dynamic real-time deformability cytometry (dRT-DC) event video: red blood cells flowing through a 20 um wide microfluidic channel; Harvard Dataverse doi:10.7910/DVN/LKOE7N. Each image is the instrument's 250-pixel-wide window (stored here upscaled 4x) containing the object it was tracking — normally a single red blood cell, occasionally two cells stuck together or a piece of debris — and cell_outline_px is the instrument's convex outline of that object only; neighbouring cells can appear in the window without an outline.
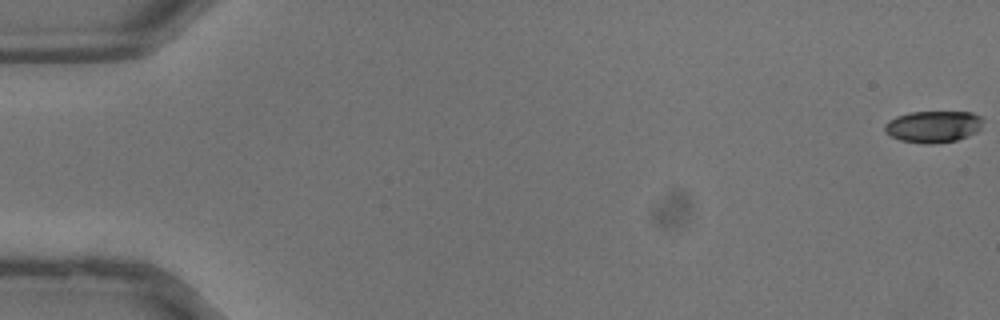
{"species": "common noctule bat (a hibernating species)", "species_latin": "Nyctalus noctula", "temperature_condition": "warm", "stored_images_in_passage": 38, "camera_frame_rate_fps": 3000, "um_per_image_px": 0.085, "animal": {"sex": "male", "body_mass_g": 13.3}, "frame": {"image": 1, "passage_image": 1, "time_ms": 0.0, "image_size_px": [1000, 320], "cell_outline_px": [[984, 120], [980, 128], [976, 132], [968, 136], [956, 140], [900, 140], [884, 132], [884, 124], [888, 120], [896, 116], [908, 112], [972, 112], [980, 116]], "centroid_in_image_um": [79.33, 10.69], "position_along_channel_um": 5.7, "area_um2": 17.4}}
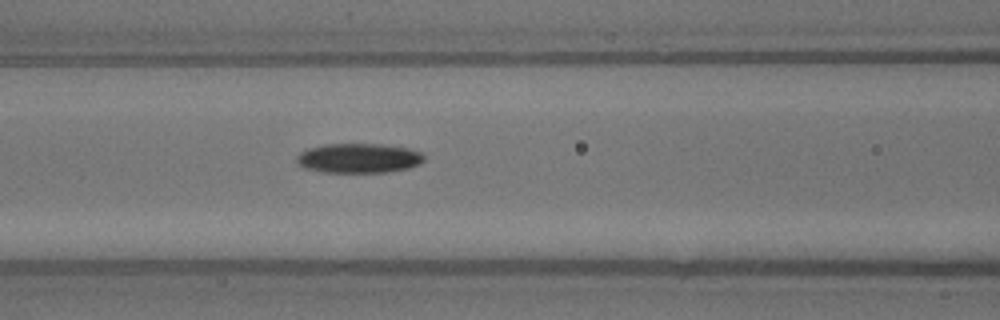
{"frame": {"image": 2, "passage_image": 17, "time_ms": 5.333, "image_size_px": [1000, 320], "cell_outline_px": [[424, 160], [420, 164], [408, 168], [388, 172], [320, 172], [304, 168], [296, 164], [296, 156], [300, 152], [308, 148], [324, 144], [380, 144], [408, 148], [424, 152]], "centroid_in_image_um": [30.48, 13.44], "position_along_channel_um": 136.1, "area_um2": 22.25}}
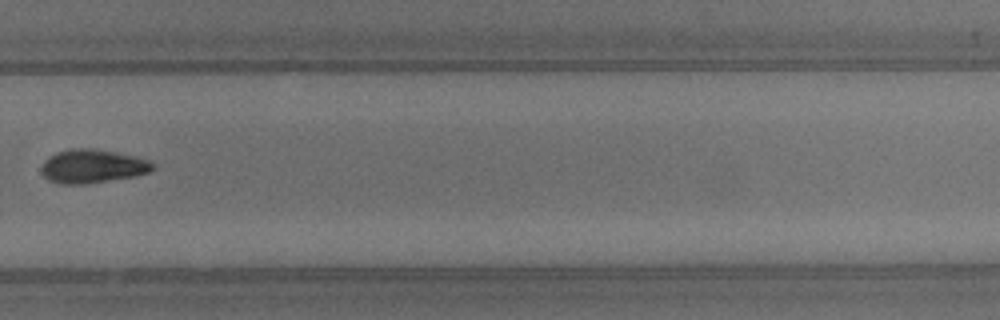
{"frame": {"image": 3, "passage_image": 27, "time_ms": 8.667, "image_size_px": [1000, 320], "cell_outline_px": [[156, 168], [148, 172], [136, 176], [80, 184], [60, 184], [48, 180], [40, 172], [40, 168], [44, 160], [48, 156], [56, 152], [72, 148], [88, 148], [136, 156], [148, 160]], "centroid_in_image_um": [7.81, 14.13], "position_along_channel_um": 322.0, "area_um2": 21.73}}